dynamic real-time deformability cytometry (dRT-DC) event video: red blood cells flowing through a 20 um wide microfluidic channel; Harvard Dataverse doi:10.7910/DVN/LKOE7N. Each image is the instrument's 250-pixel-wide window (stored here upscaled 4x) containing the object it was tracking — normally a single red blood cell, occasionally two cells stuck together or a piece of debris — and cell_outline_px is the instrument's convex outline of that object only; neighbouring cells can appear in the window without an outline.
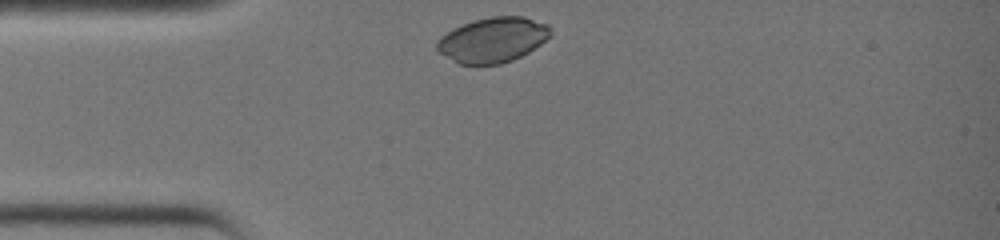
{"species": "common noctule bat (a hibernating species)", "species_latin": "Nyctalus noctula", "temperature_condition": "warm", "stored_images_in_passage": 24, "camera_frame_rate_fps": 3000, "um_per_image_px": 0.085, "animal": {"sex": "female", "body_mass_g": 19.0, "forearm_length_mm": 51.5}, "frame": {"image": 1, "passage_image": 1, "time_ms": 0.0, "image_size_px": [1000, 240], "cell_outline_px": [[552, 32], [540, 44], [528, 52], [512, 60], [500, 64], [460, 64], [436, 52], [436, 44], [440, 36], [452, 28], [476, 20], [492, 16], [524, 16], [548, 24]], "centroid_in_image_um": [41.85, 3.38], "position_along_channel_um": 43.1, "area_um2": 29.71}}
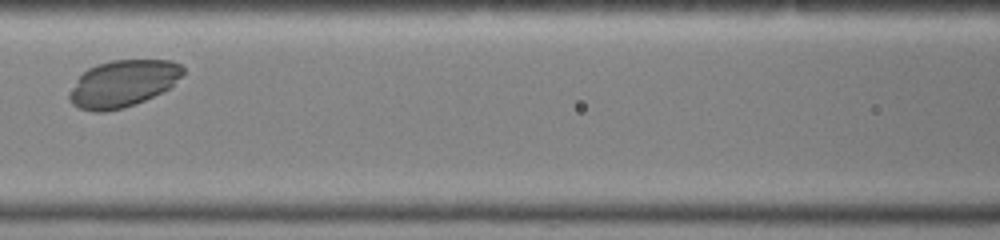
{"frame": {"image": 2, "passage_image": 9, "time_ms": 2.667, "image_size_px": [1000, 240], "cell_outline_px": [[184, 72], [168, 88], [136, 104], [124, 108], [104, 112], [92, 112], [80, 108], [72, 104], [68, 100], [68, 92], [80, 76], [88, 68], [96, 64], [112, 60], [172, 60], [180, 64], [184, 68]], "centroid_in_image_um": [10.4, 7.1], "position_along_channel_um": 156.2, "area_um2": 30.92}}
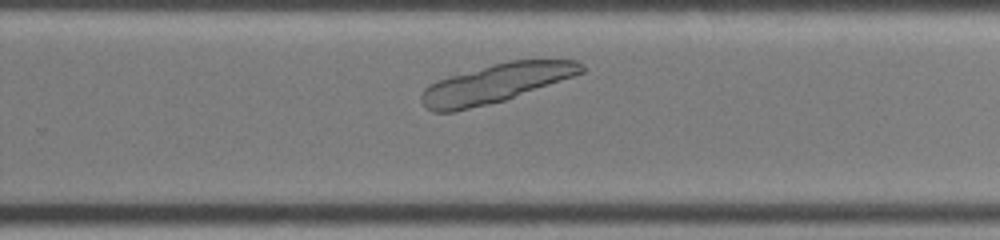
{"frame": {"image": 3, "passage_image": 17, "time_ms": 5.333, "image_size_px": [1000, 240], "cell_outline_px": [[588, 68], [584, 72], [504, 100], [488, 104], [452, 112], [432, 112], [420, 100], [420, 96], [424, 88], [428, 84], [436, 80], [492, 64], [508, 60], [580, 60]], "centroid_in_image_um": [42.14, 7.07], "position_along_channel_um": 287.7, "area_um2": 35.89}}